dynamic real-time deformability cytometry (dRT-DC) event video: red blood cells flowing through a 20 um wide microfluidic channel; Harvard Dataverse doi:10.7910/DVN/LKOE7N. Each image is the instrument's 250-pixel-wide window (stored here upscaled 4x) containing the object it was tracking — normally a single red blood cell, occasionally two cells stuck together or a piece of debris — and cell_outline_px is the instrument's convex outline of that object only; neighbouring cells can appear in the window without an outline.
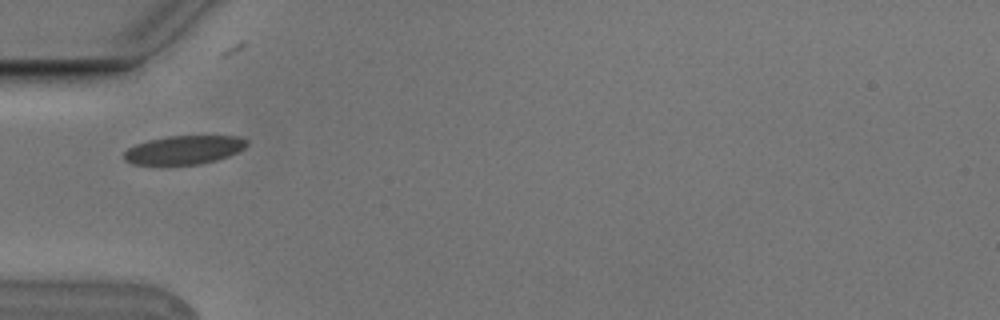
{"species": "Egyptian fruit bat (a non-hibernating species)", "species_latin": "Rousettus aegyptiacus", "temperature_condition": "cold", "stored_images_in_passage": 3, "camera_frame_rate_fps": 3000, "um_per_image_px": 0.085, "animal": {"sex": "male"}, "frame": {"image": 1, "passage_image": 1, "time_ms": 0.0, "image_size_px": [1000, 320], "cell_outline_px": [[248, 144], [244, 148], [228, 156], [216, 160], [200, 164], [160, 168], [132, 164], [124, 160], [124, 152], [128, 148], [136, 144], [148, 140], [168, 136], [236, 136], [248, 140]], "centroid_in_image_um": [15.56, 12.79], "position_along_channel_um": 69.4, "area_um2": 21.33}}
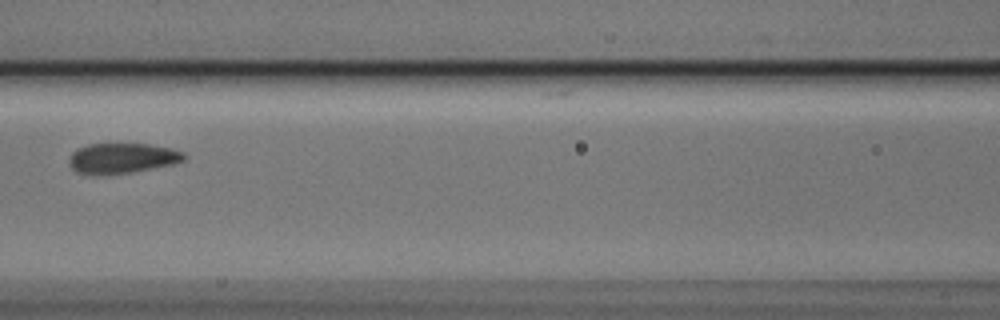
{"frame": {"image": 2, "passage_image": 3, "time_ms": 0.667, "image_size_px": [1000, 320], "cell_outline_px": [[188, 156], [184, 160], [172, 164], [132, 172], [76, 172], [68, 164], [68, 160], [72, 152], [76, 148], [88, 144], [148, 144], [172, 148], [184, 152]], "centroid_in_image_um": [10.42, 13.4], "position_along_channel_um": 156.2, "area_um2": 19.77}}